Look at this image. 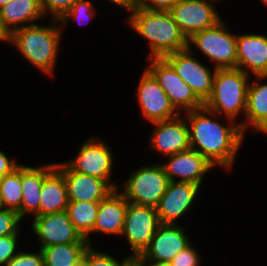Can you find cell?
<instances>
[{"instance_id": "obj_3", "label": "cell", "mask_w": 267, "mask_h": 266, "mask_svg": "<svg viewBox=\"0 0 267 266\" xmlns=\"http://www.w3.org/2000/svg\"><path fill=\"white\" fill-rule=\"evenodd\" d=\"M62 29L39 26L35 23L11 32L6 41L18 47L20 53L41 71L53 75Z\"/></svg>"}, {"instance_id": "obj_15", "label": "cell", "mask_w": 267, "mask_h": 266, "mask_svg": "<svg viewBox=\"0 0 267 266\" xmlns=\"http://www.w3.org/2000/svg\"><path fill=\"white\" fill-rule=\"evenodd\" d=\"M64 176L69 201H101L114 189L100 178L73 171L67 164H55Z\"/></svg>"}, {"instance_id": "obj_18", "label": "cell", "mask_w": 267, "mask_h": 266, "mask_svg": "<svg viewBox=\"0 0 267 266\" xmlns=\"http://www.w3.org/2000/svg\"><path fill=\"white\" fill-rule=\"evenodd\" d=\"M168 157L170 160L161 165L170 181H176L175 177H179V182L200 186L205 173L214 167L203 155L191 148Z\"/></svg>"}, {"instance_id": "obj_9", "label": "cell", "mask_w": 267, "mask_h": 266, "mask_svg": "<svg viewBox=\"0 0 267 266\" xmlns=\"http://www.w3.org/2000/svg\"><path fill=\"white\" fill-rule=\"evenodd\" d=\"M186 48L181 51L168 54L164 59L173 67L176 73L186 82L205 103L212 92L213 77L211 70L192 57V51Z\"/></svg>"}, {"instance_id": "obj_2", "label": "cell", "mask_w": 267, "mask_h": 266, "mask_svg": "<svg viewBox=\"0 0 267 266\" xmlns=\"http://www.w3.org/2000/svg\"><path fill=\"white\" fill-rule=\"evenodd\" d=\"M128 21L134 30L150 41V59L188 48L186 37L180 31L169 11H151L134 7Z\"/></svg>"}, {"instance_id": "obj_16", "label": "cell", "mask_w": 267, "mask_h": 266, "mask_svg": "<svg viewBox=\"0 0 267 266\" xmlns=\"http://www.w3.org/2000/svg\"><path fill=\"white\" fill-rule=\"evenodd\" d=\"M199 187L192 183L170 181L156 207L161 224L175 225V219L185 214L195 201Z\"/></svg>"}, {"instance_id": "obj_10", "label": "cell", "mask_w": 267, "mask_h": 266, "mask_svg": "<svg viewBox=\"0 0 267 266\" xmlns=\"http://www.w3.org/2000/svg\"><path fill=\"white\" fill-rule=\"evenodd\" d=\"M212 3L210 0H180L171 7L169 12L187 40L221 20Z\"/></svg>"}, {"instance_id": "obj_12", "label": "cell", "mask_w": 267, "mask_h": 266, "mask_svg": "<svg viewBox=\"0 0 267 266\" xmlns=\"http://www.w3.org/2000/svg\"><path fill=\"white\" fill-rule=\"evenodd\" d=\"M190 244L187 234L178 224H161L150 245L139 257L145 264H166ZM147 262V263H146Z\"/></svg>"}, {"instance_id": "obj_1", "label": "cell", "mask_w": 267, "mask_h": 266, "mask_svg": "<svg viewBox=\"0 0 267 266\" xmlns=\"http://www.w3.org/2000/svg\"><path fill=\"white\" fill-rule=\"evenodd\" d=\"M187 113L190 148L198 151L214 166L219 164L225 169L232 166L244 132L248 124L245 122L230 127L219 124L208 115V109L202 107Z\"/></svg>"}, {"instance_id": "obj_31", "label": "cell", "mask_w": 267, "mask_h": 266, "mask_svg": "<svg viewBox=\"0 0 267 266\" xmlns=\"http://www.w3.org/2000/svg\"><path fill=\"white\" fill-rule=\"evenodd\" d=\"M76 0H40L44 13L52 12L54 20H59L67 11L70 10Z\"/></svg>"}, {"instance_id": "obj_4", "label": "cell", "mask_w": 267, "mask_h": 266, "mask_svg": "<svg viewBox=\"0 0 267 266\" xmlns=\"http://www.w3.org/2000/svg\"><path fill=\"white\" fill-rule=\"evenodd\" d=\"M248 74L238 68L214 69L212 92L204 103L209 115L225 114L233 123L237 114L245 112L249 84Z\"/></svg>"}, {"instance_id": "obj_30", "label": "cell", "mask_w": 267, "mask_h": 266, "mask_svg": "<svg viewBox=\"0 0 267 266\" xmlns=\"http://www.w3.org/2000/svg\"><path fill=\"white\" fill-rule=\"evenodd\" d=\"M19 221H21L18 213L14 210H0V237L10 234H19Z\"/></svg>"}, {"instance_id": "obj_5", "label": "cell", "mask_w": 267, "mask_h": 266, "mask_svg": "<svg viewBox=\"0 0 267 266\" xmlns=\"http://www.w3.org/2000/svg\"><path fill=\"white\" fill-rule=\"evenodd\" d=\"M187 43L188 48L192 43L211 61H214L215 69L236 68L237 35L227 32L222 20L213 27L195 33Z\"/></svg>"}, {"instance_id": "obj_17", "label": "cell", "mask_w": 267, "mask_h": 266, "mask_svg": "<svg viewBox=\"0 0 267 266\" xmlns=\"http://www.w3.org/2000/svg\"><path fill=\"white\" fill-rule=\"evenodd\" d=\"M156 128L151 138V147L161 155L171 156L190 149L189 126L186 119L177 116L163 121L152 122Z\"/></svg>"}, {"instance_id": "obj_42", "label": "cell", "mask_w": 267, "mask_h": 266, "mask_svg": "<svg viewBox=\"0 0 267 266\" xmlns=\"http://www.w3.org/2000/svg\"><path fill=\"white\" fill-rule=\"evenodd\" d=\"M260 131L263 133H267V124Z\"/></svg>"}, {"instance_id": "obj_23", "label": "cell", "mask_w": 267, "mask_h": 266, "mask_svg": "<svg viewBox=\"0 0 267 266\" xmlns=\"http://www.w3.org/2000/svg\"><path fill=\"white\" fill-rule=\"evenodd\" d=\"M68 202L64 176L55 168L43 180L40 191L39 216L66 211Z\"/></svg>"}, {"instance_id": "obj_28", "label": "cell", "mask_w": 267, "mask_h": 266, "mask_svg": "<svg viewBox=\"0 0 267 266\" xmlns=\"http://www.w3.org/2000/svg\"><path fill=\"white\" fill-rule=\"evenodd\" d=\"M91 247L92 246L90 245L85 250L82 258L83 263L86 266H124V264L131 258V256H128L127 258L125 257L123 262H120L108 254L92 250Z\"/></svg>"}, {"instance_id": "obj_27", "label": "cell", "mask_w": 267, "mask_h": 266, "mask_svg": "<svg viewBox=\"0 0 267 266\" xmlns=\"http://www.w3.org/2000/svg\"><path fill=\"white\" fill-rule=\"evenodd\" d=\"M0 197L4 209L14 210L20 217L22 201L21 165L0 178Z\"/></svg>"}, {"instance_id": "obj_32", "label": "cell", "mask_w": 267, "mask_h": 266, "mask_svg": "<svg viewBox=\"0 0 267 266\" xmlns=\"http://www.w3.org/2000/svg\"><path fill=\"white\" fill-rule=\"evenodd\" d=\"M5 266H44V257L41 249L38 254L18 251Z\"/></svg>"}, {"instance_id": "obj_7", "label": "cell", "mask_w": 267, "mask_h": 266, "mask_svg": "<svg viewBox=\"0 0 267 266\" xmlns=\"http://www.w3.org/2000/svg\"><path fill=\"white\" fill-rule=\"evenodd\" d=\"M147 70L158 81L177 112H180V109L189 112L204 107V103L196 96L192 88L164 58H152Z\"/></svg>"}, {"instance_id": "obj_40", "label": "cell", "mask_w": 267, "mask_h": 266, "mask_svg": "<svg viewBox=\"0 0 267 266\" xmlns=\"http://www.w3.org/2000/svg\"><path fill=\"white\" fill-rule=\"evenodd\" d=\"M0 40L1 41H6V37L2 34L1 31H0Z\"/></svg>"}, {"instance_id": "obj_29", "label": "cell", "mask_w": 267, "mask_h": 266, "mask_svg": "<svg viewBox=\"0 0 267 266\" xmlns=\"http://www.w3.org/2000/svg\"><path fill=\"white\" fill-rule=\"evenodd\" d=\"M93 5L90 3V1L87 0H76L69 11H67L59 20H53V23H67V19L69 20L70 17H73L74 19H90L94 17L93 13Z\"/></svg>"}, {"instance_id": "obj_22", "label": "cell", "mask_w": 267, "mask_h": 266, "mask_svg": "<svg viewBox=\"0 0 267 266\" xmlns=\"http://www.w3.org/2000/svg\"><path fill=\"white\" fill-rule=\"evenodd\" d=\"M43 15L45 14L40 0H12L0 8V31L7 37L14 30L28 26L25 24L29 21L30 25H33L32 21ZM19 23L21 26L18 25Z\"/></svg>"}, {"instance_id": "obj_24", "label": "cell", "mask_w": 267, "mask_h": 266, "mask_svg": "<svg viewBox=\"0 0 267 266\" xmlns=\"http://www.w3.org/2000/svg\"><path fill=\"white\" fill-rule=\"evenodd\" d=\"M100 201H69L66 212L76 230L89 243V234L92 232L97 218Z\"/></svg>"}, {"instance_id": "obj_33", "label": "cell", "mask_w": 267, "mask_h": 266, "mask_svg": "<svg viewBox=\"0 0 267 266\" xmlns=\"http://www.w3.org/2000/svg\"><path fill=\"white\" fill-rule=\"evenodd\" d=\"M18 234L0 237V266L8 263L16 254ZM16 252V253H15Z\"/></svg>"}, {"instance_id": "obj_6", "label": "cell", "mask_w": 267, "mask_h": 266, "mask_svg": "<svg viewBox=\"0 0 267 266\" xmlns=\"http://www.w3.org/2000/svg\"><path fill=\"white\" fill-rule=\"evenodd\" d=\"M169 182L163 166L153 164L133 172L120 193L130 203L156 208Z\"/></svg>"}, {"instance_id": "obj_25", "label": "cell", "mask_w": 267, "mask_h": 266, "mask_svg": "<svg viewBox=\"0 0 267 266\" xmlns=\"http://www.w3.org/2000/svg\"><path fill=\"white\" fill-rule=\"evenodd\" d=\"M245 116L258 131L267 124V84H249Z\"/></svg>"}, {"instance_id": "obj_37", "label": "cell", "mask_w": 267, "mask_h": 266, "mask_svg": "<svg viewBox=\"0 0 267 266\" xmlns=\"http://www.w3.org/2000/svg\"><path fill=\"white\" fill-rule=\"evenodd\" d=\"M110 2L124 7L127 11H131L135 5V0H110Z\"/></svg>"}, {"instance_id": "obj_21", "label": "cell", "mask_w": 267, "mask_h": 266, "mask_svg": "<svg viewBox=\"0 0 267 266\" xmlns=\"http://www.w3.org/2000/svg\"><path fill=\"white\" fill-rule=\"evenodd\" d=\"M55 169V164L43 167H28L21 165L22 201L20 206V219L24 215L39 216L40 191L43 180Z\"/></svg>"}, {"instance_id": "obj_8", "label": "cell", "mask_w": 267, "mask_h": 266, "mask_svg": "<svg viewBox=\"0 0 267 266\" xmlns=\"http://www.w3.org/2000/svg\"><path fill=\"white\" fill-rule=\"evenodd\" d=\"M160 225L156 208L128 202L121 235L127 237L133 251L131 257L139 258L143 254Z\"/></svg>"}, {"instance_id": "obj_13", "label": "cell", "mask_w": 267, "mask_h": 266, "mask_svg": "<svg viewBox=\"0 0 267 266\" xmlns=\"http://www.w3.org/2000/svg\"><path fill=\"white\" fill-rule=\"evenodd\" d=\"M90 138L82 145L75 159L66 164L73 170L105 180L114 190L117 186L109 181L113 158L109 148L101 140Z\"/></svg>"}, {"instance_id": "obj_44", "label": "cell", "mask_w": 267, "mask_h": 266, "mask_svg": "<svg viewBox=\"0 0 267 266\" xmlns=\"http://www.w3.org/2000/svg\"><path fill=\"white\" fill-rule=\"evenodd\" d=\"M4 209L2 201H1V197H0V210Z\"/></svg>"}, {"instance_id": "obj_35", "label": "cell", "mask_w": 267, "mask_h": 266, "mask_svg": "<svg viewBox=\"0 0 267 266\" xmlns=\"http://www.w3.org/2000/svg\"><path fill=\"white\" fill-rule=\"evenodd\" d=\"M149 3H148V2ZM180 0H135L134 7L151 11H169Z\"/></svg>"}, {"instance_id": "obj_11", "label": "cell", "mask_w": 267, "mask_h": 266, "mask_svg": "<svg viewBox=\"0 0 267 266\" xmlns=\"http://www.w3.org/2000/svg\"><path fill=\"white\" fill-rule=\"evenodd\" d=\"M32 229L41 240V248L55 244H88L71 222L66 211L34 216Z\"/></svg>"}, {"instance_id": "obj_26", "label": "cell", "mask_w": 267, "mask_h": 266, "mask_svg": "<svg viewBox=\"0 0 267 266\" xmlns=\"http://www.w3.org/2000/svg\"><path fill=\"white\" fill-rule=\"evenodd\" d=\"M88 247L89 244H55L42 248L44 266H75Z\"/></svg>"}, {"instance_id": "obj_38", "label": "cell", "mask_w": 267, "mask_h": 266, "mask_svg": "<svg viewBox=\"0 0 267 266\" xmlns=\"http://www.w3.org/2000/svg\"><path fill=\"white\" fill-rule=\"evenodd\" d=\"M124 266H146V264L140 259L136 257H131Z\"/></svg>"}, {"instance_id": "obj_34", "label": "cell", "mask_w": 267, "mask_h": 266, "mask_svg": "<svg viewBox=\"0 0 267 266\" xmlns=\"http://www.w3.org/2000/svg\"><path fill=\"white\" fill-rule=\"evenodd\" d=\"M199 262L198 253L189 244L169 262L168 266H199Z\"/></svg>"}, {"instance_id": "obj_20", "label": "cell", "mask_w": 267, "mask_h": 266, "mask_svg": "<svg viewBox=\"0 0 267 266\" xmlns=\"http://www.w3.org/2000/svg\"><path fill=\"white\" fill-rule=\"evenodd\" d=\"M127 199L117 189L100 201L92 232L121 235L124 228Z\"/></svg>"}, {"instance_id": "obj_41", "label": "cell", "mask_w": 267, "mask_h": 266, "mask_svg": "<svg viewBox=\"0 0 267 266\" xmlns=\"http://www.w3.org/2000/svg\"><path fill=\"white\" fill-rule=\"evenodd\" d=\"M146 266H168L166 264H148Z\"/></svg>"}, {"instance_id": "obj_36", "label": "cell", "mask_w": 267, "mask_h": 266, "mask_svg": "<svg viewBox=\"0 0 267 266\" xmlns=\"http://www.w3.org/2000/svg\"><path fill=\"white\" fill-rule=\"evenodd\" d=\"M20 164L15 160H9L4 152L0 151V178L4 175L12 173Z\"/></svg>"}, {"instance_id": "obj_19", "label": "cell", "mask_w": 267, "mask_h": 266, "mask_svg": "<svg viewBox=\"0 0 267 266\" xmlns=\"http://www.w3.org/2000/svg\"><path fill=\"white\" fill-rule=\"evenodd\" d=\"M236 68L243 72H252L262 80L267 78V36L257 34L237 35ZM251 71H245L244 67Z\"/></svg>"}, {"instance_id": "obj_39", "label": "cell", "mask_w": 267, "mask_h": 266, "mask_svg": "<svg viewBox=\"0 0 267 266\" xmlns=\"http://www.w3.org/2000/svg\"><path fill=\"white\" fill-rule=\"evenodd\" d=\"M12 0H0V8L4 5H7L8 3H10Z\"/></svg>"}, {"instance_id": "obj_43", "label": "cell", "mask_w": 267, "mask_h": 266, "mask_svg": "<svg viewBox=\"0 0 267 266\" xmlns=\"http://www.w3.org/2000/svg\"><path fill=\"white\" fill-rule=\"evenodd\" d=\"M75 266H86L84 263H83V259Z\"/></svg>"}, {"instance_id": "obj_14", "label": "cell", "mask_w": 267, "mask_h": 266, "mask_svg": "<svg viewBox=\"0 0 267 266\" xmlns=\"http://www.w3.org/2000/svg\"><path fill=\"white\" fill-rule=\"evenodd\" d=\"M137 98L144 117L151 122L169 120L180 115L171 105L168 95L146 69L141 76Z\"/></svg>"}, {"instance_id": "obj_45", "label": "cell", "mask_w": 267, "mask_h": 266, "mask_svg": "<svg viewBox=\"0 0 267 266\" xmlns=\"http://www.w3.org/2000/svg\"><path fill=\"white\" fill-rule=\"evenodd\" d=\"M261 1H263V2H264V4H266V5H267V0H261Z\"/></svg>"}]
</instances>
